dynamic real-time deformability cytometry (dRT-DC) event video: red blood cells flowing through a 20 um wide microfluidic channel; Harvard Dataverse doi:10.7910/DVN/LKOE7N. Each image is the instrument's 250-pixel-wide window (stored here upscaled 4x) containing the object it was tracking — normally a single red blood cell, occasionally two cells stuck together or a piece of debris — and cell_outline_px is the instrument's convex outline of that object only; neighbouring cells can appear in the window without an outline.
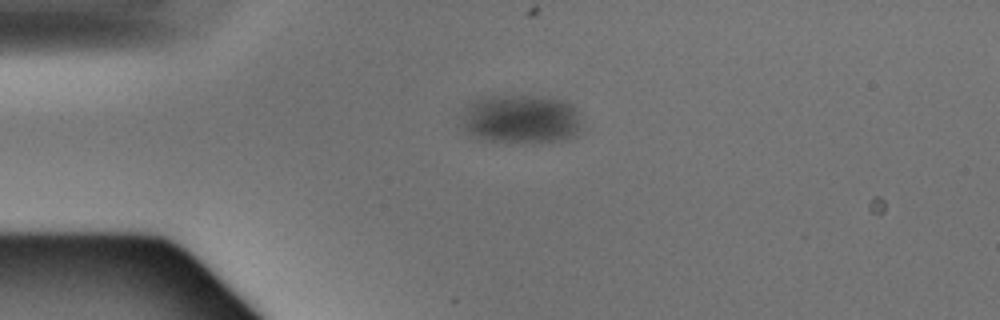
{"species": "Egyptian fruit bat (a non-hibernating species)", "species_latin": "Rousettus aegyptiacus", "temperature_condition": "warm", "stored_images_in_passage": 3, "camera_frame_rate_fps": 3000, "um_per_image_px": 0.085, "animal": {"sex": "male"}, "frame": {"image": 1, "passage_image": 1, "time_ms": 0.0, "image_size_px": [1000, 320], "cell_outline_px": [[580, 128], [576, 136], [564, 140], [476, 140], [464, 132], [460, 124], [464, 108], [468, 104], [480, 96], [528, 96], [564, 100], [576, 108], [580, 124]], "centroid_in_image_um": [44.19, 10.1], "position_along_channel_um": 40.8, "area_um2": 34.04}}
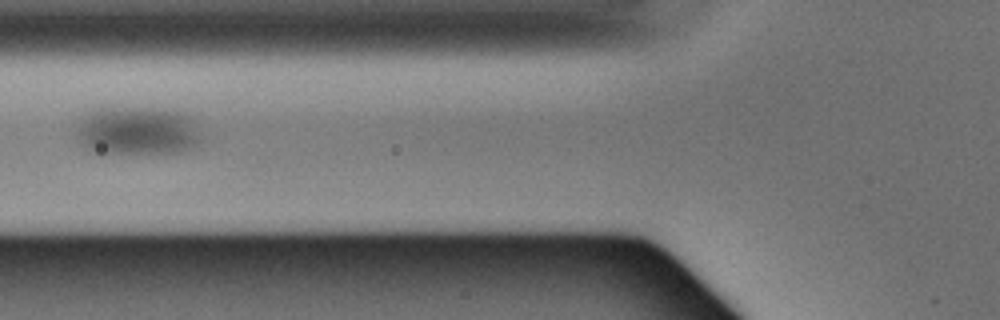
{"frame": {"image": 2, "passage_image": 3, "time_ms": 0.667, "image_size_px": [1000, 320], "cell_outline_px": [[200, 144], [184, 152], [92, 152], [80, 144], [76, 132], [84, 116], [92, 108], [152, 108], [180, 112], [188, 116], [192, 120], [200, 132]], "centroid_in_image_um": [11.68, 11.12], "position_along_channel_um": 114.1, "area_um2": 34.97}}